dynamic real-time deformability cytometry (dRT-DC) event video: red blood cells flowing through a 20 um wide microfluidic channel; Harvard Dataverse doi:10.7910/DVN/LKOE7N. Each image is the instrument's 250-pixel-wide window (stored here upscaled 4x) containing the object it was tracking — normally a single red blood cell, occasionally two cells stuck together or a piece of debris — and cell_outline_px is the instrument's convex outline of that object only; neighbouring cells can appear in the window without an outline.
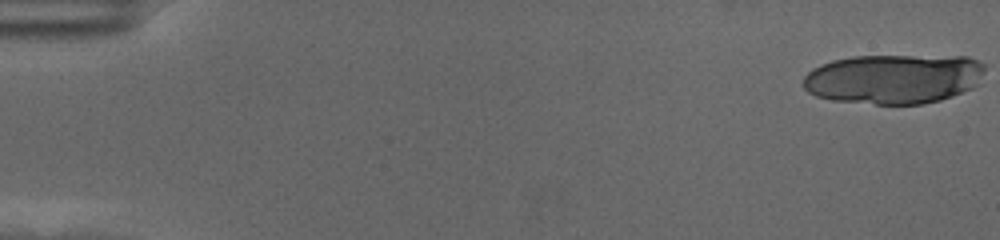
{"species": "human", "species_latin": "Homo sapiens", "temperature_condition": "cold", "stored_images_in_passage": 21, "camera_frame_rate_fps": 3000, "um_per_image_px": 0.085, "donor": {"sex": "female"}, "frame": {"image": 1, "passage_image": 1, "time_ms": 0.0, "image_size_px": [1000, 240], "cell_outline_px": [[984, 68], [972, 88], [952, 96], [940, 100], [924, 104], [876, 104], [832, 100], [816, 96], [808, 92], [804, 88], [804, 76], [812, 68], [832, 60], [852, 56], [968, 56], [984, 64]], "centroid_in_image_um": [75.92, 6.7], "position_along_channel_um": 9.1, "area_um2": 52.54}}